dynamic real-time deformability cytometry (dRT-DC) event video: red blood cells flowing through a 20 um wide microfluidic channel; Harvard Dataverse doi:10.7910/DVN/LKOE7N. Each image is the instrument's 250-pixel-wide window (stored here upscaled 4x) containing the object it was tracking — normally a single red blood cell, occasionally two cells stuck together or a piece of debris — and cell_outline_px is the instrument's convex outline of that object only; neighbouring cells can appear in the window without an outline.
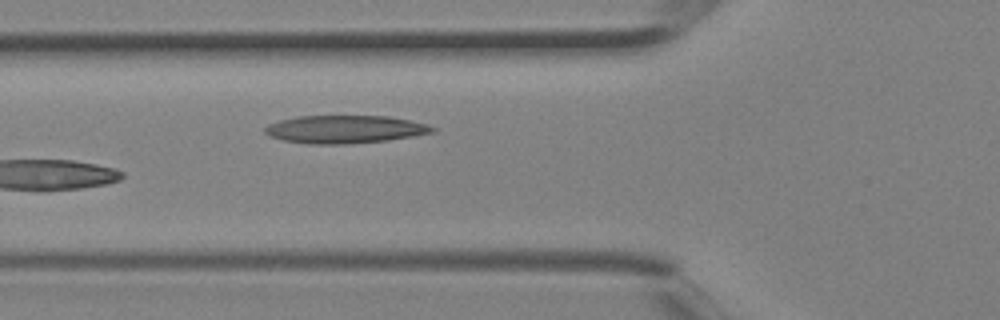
{"species": "Egyptian fruit bat (a non-hibernating species)", "species_latin": "Rousettus aegyptiacus", "temperature_condition": "room temperature", "stored_images_in_passage": 4, "camera_frame_rate_fps": 3000, "um_per_image_px": 0.085, "animal": {"sex": "female"}, "frame": {"image": 1, "passage_image": 4, "time_ms": 1.0, "image_size_px": [1000, 320], "cell_outline_px": [[436, 128], [432, 132], [412, 136], [388, 140], [344, 144], [308, 144], [284, 140], [272, 136], [264, 132], [264, 128], [268, 124], [280, 120], [300, 116], [388, 116], [428, 124]], "centroid_in_image_um": [29.3, 10.99], "position_along_channel_um": 96.5, "area_um2": 26.99}}